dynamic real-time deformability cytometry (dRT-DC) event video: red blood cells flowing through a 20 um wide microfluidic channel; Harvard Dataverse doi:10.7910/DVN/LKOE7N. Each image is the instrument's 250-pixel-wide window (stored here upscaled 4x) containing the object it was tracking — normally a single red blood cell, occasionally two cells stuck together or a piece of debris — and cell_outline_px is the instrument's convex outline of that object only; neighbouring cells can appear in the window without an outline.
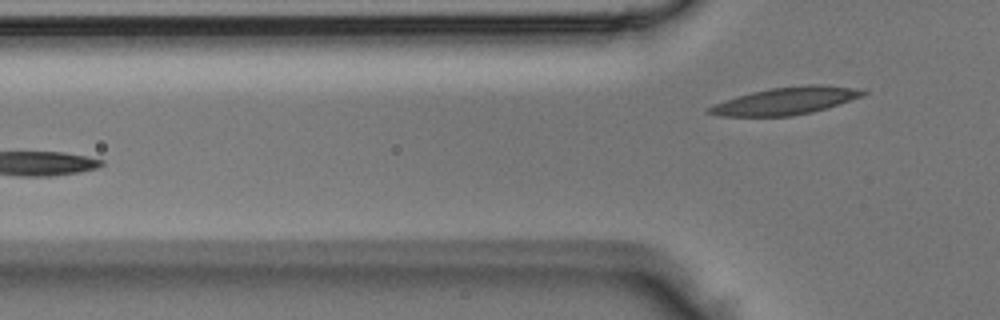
{"species": "Egyptian fruit bat (a non-hibernating species)", "species_latin": "Rousettus aegyptiacus", "temperature_condition": "room temperature", "stored_images_in_passage": 4, "camera_frame_rate_fps": 3000, "um_per_image_px": 0.085, "animal": {"sex": "male"}, "frame": {"image": 1, "passage_image": 4, "time_ms": 1.0, "image_size_px": [1000, 320], "cell_outline_px": [[868, 92], [864, 96], [812, 112], [792, 116], [720, 116], [704, 112], [704, 108], [712, 104], [724, 100], [752, 92], [768, 88], [808, 84], [820, 84], [852, 88]], "centroid_in_image_um": [66.71, 8.58], "position_along_channel_um": 59.1, "area_um2": 24.57}}